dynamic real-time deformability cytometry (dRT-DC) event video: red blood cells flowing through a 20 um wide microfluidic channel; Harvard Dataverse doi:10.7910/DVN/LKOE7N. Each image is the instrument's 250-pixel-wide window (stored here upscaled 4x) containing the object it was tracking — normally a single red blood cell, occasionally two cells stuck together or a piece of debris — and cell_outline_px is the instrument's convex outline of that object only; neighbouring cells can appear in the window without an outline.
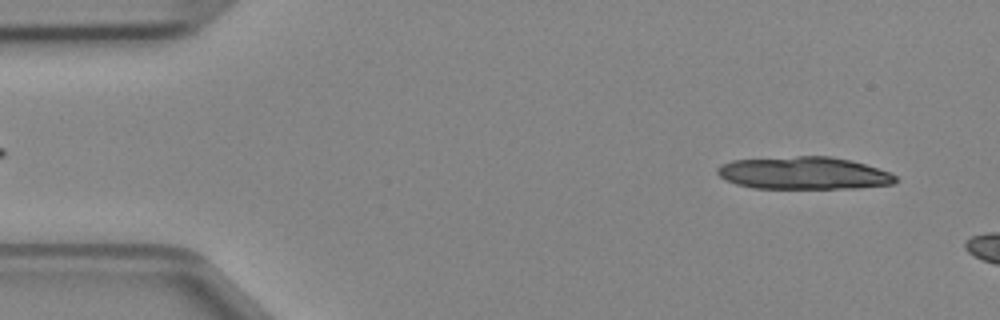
{"species": "Egyptian fruit bat (a non-hibernating species)", "species_latin": "Rousettus aegyptiacus", "temperature_condition": "cold", "stored_images_in_passage": 7, "camera_frame_rate_fps": 3000, "um_per_image_px": 0.085, "animal": {"sex": "female"}, "frame": {"image": 1, "passage_image": 3, "time_ms": 0.667, "image_size_px": [1000, 320], "cell_outline_px": [[900, 180], [892, 184], [860, 188], [752, 188], [736, 184], [720, 176], [716, 172], [716, 168], [720, 164], [732, 160], [796, 156], [828, 156], [848, 160], [864, 164], [892, 172]], "centroid_in_image_um": [68.34, 14.72], "position_along_channel_um": 16.7, "area_um2": 33.87}}